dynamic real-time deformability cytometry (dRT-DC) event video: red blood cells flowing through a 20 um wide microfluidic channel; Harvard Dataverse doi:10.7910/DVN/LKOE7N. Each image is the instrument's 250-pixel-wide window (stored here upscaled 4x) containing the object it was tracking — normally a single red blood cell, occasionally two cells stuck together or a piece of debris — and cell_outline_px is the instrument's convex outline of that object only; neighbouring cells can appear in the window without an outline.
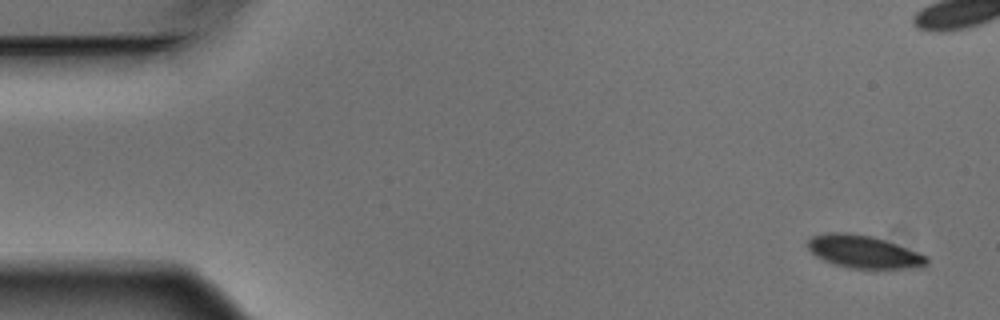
{"species": "Egyptian fruit bat (a non-hibernating species)", "species_latin": "Rousettus aegyptiacus", "temperature_condition": "warm", "stored_images_in_passage": 5, "camera_frame_rate_fps": 3000, "um_per_image_px": 0.085, "animal": {"sex": "male"}, "frame": {"image": 1, "passage_image": 1, "time_ms": 0.0, "image_size_px": [1000, 320], "cell_outline_px": [[928, 264], [924, 268], [848, 268], [832, 264], [816, 256], [804, 244], [812, 236], [828, 232], [848, 232], [876, 236], [928, 256]], "centroid_in_image_um": [73.42, 21.39], "position_along_channel_um": 11.6, "area_um2": 23.12}}